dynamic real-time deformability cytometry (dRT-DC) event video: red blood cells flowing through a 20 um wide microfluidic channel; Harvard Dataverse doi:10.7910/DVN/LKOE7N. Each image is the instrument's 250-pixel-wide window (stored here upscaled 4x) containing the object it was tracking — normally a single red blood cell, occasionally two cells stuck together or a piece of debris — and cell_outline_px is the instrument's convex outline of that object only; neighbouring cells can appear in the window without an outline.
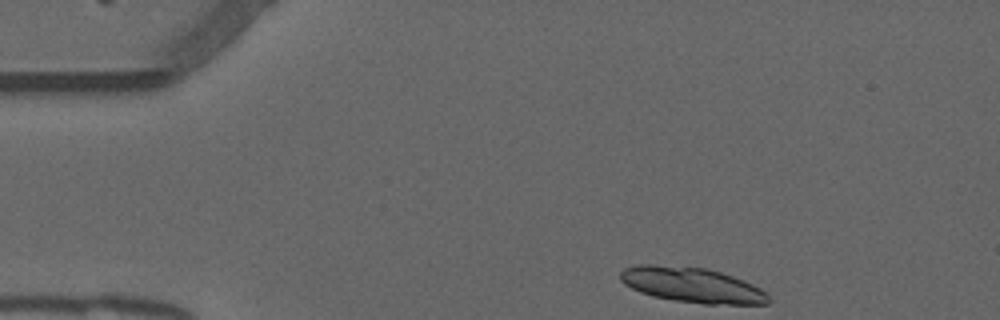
{"species": "common noctule bat (a hibernating species)", "species_latin": "Nyctalus noctula", "temperature_condition": "warm", "stored_images_in_passage": 37, "segment_of_instrument_passage": [1, 2], "camera_frame_rate_fps": 3000, "um_per_image_px": 0.085, "animal": {"sex": "male", "forearm_length_mm": 52.5}, "frame": {"image": 1, "passage_image": 1, "time_ms": 0.0, "image_size_px": [1000, 320], "cell_outline_px": [[772, 300], [768, 304], [704, 304], [676, 300], [652, 296], [640, 292], [624, 284], [620, 280], [620, 272], [624, 268], [640, 264], [652, 264], [708, 268], [732, 276], [752, 284], [760, 288]], "centroid_in_image_um": [58.81, 24.22], "position_along_channel_um": 26.2, "area_um2": 30.29}}